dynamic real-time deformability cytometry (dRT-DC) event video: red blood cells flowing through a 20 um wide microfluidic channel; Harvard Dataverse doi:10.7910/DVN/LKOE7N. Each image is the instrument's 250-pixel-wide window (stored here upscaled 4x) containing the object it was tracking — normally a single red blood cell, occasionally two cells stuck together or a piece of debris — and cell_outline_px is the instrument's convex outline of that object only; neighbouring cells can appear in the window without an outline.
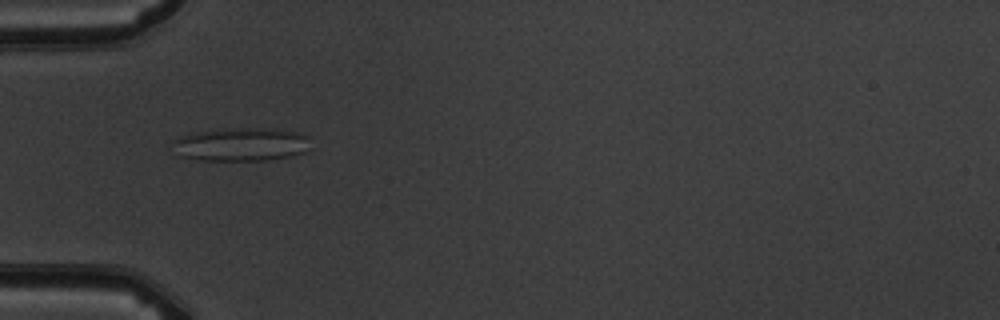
{"species": "common noctule bat (a hibernating species)", "species_latin": "Nyctalus noctula", "temperature_condition": "warm", "stored_images_in_passage": 6, "camera_frame_rate_fps": 3000, "um_per_image_px": 0.085, "animal": {"sex": "male", "body_mass_g": 19.5, "forearm_length_mm": 54.6}, "frame": {"image": 1, "passage_image": 5, "time_ms": 4.333, "image_size_px": [1000, 320], "cell_outline_px": [[312, 148], [304, 152], [292, 156], [268, 160], [200, 160], [180, 156], [176, 140], [180, 136], [196, 132], [228, 128], [276, 128], [296, 132], [308, 136]], "centroid_in_image_um": [20.63, 12.26], "position_along_channel_um": 64.4, "area_um2": 26.7}}
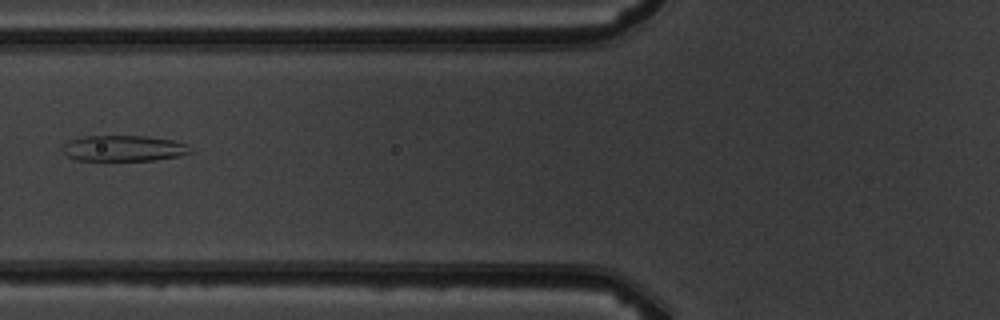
{"frame": {"image": 2, "passage_image": 6, "time_ms": 5.667, "image_size_px": [1000, 320], "cell_outline_px": [[196, 152], [180, 156], [152, 160], [76, 160], [68, 156], [64, 152], [64, 144], [68, 140], [84, 136], [148, 136], [172, 140], [188, 144]], "centroid_in_image_um": [10.59, 12.6], "position_along_channel_um": 115.2, "area_um2": 19.36}}